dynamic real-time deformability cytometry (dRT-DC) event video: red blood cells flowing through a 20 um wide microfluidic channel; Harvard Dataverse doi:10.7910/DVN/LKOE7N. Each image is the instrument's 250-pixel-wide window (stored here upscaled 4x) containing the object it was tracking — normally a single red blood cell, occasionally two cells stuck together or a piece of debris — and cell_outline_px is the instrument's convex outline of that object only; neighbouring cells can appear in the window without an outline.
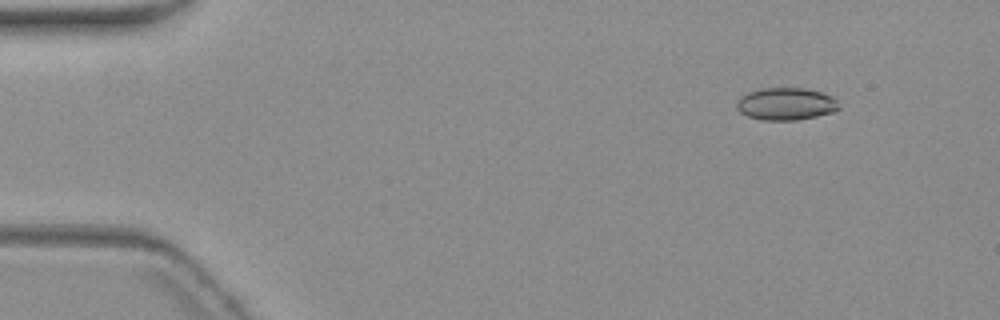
{"species": "common noctule bat (a hibernating species)", "species_latin": "Nyctalus noctula", "temperature_condition": "warm", "stored_images_in_passage": 5, "camera_frame_rate_fps": 3000, "um_per_image_px": 0.085, "animal": {"sex": "female", "body_mass_g": 19.3, "forearm_length_mm": 54.1}, "frame": {"image": 1, "passage_image": 2, "time_ms": 1.0, "image_size_px": [1000, 320], "cell_outline_px": [[840, 108], [832, 112], [816, 116], [796, 120], [760, 120], [748, 116], [740, 112], [736, 108], [736, 104], [740, 96], [748, 92], [760, 88], [804, 88], [820, 92], [832, 96], [836, 100]], "centroid_in_image_um": [66.77, 8.83], "position_along_channel_um": 18.2, "area_um2": 19.31}}
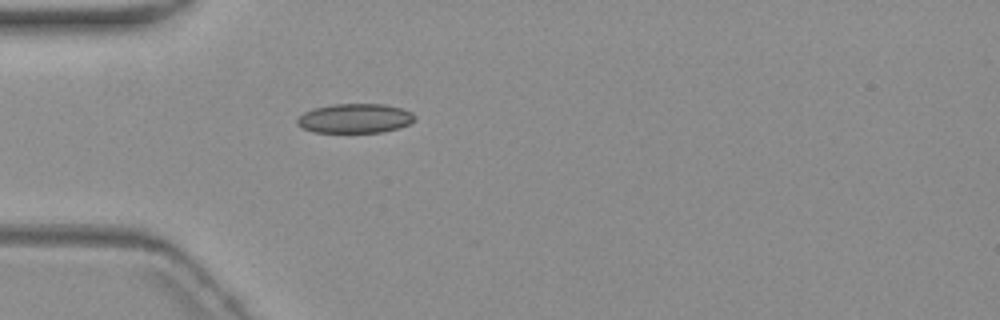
{"frame": {"image": 2, "passage_image": 5, "time_ms": 4.667, "image_size_px": [1000, 320], "cell_outline_px": [[416, 120], [400, 128], [380, 132], [312, 132], [300, 128], [296, 124], [296, 120], [304, 112], [312, 108], [332, 104], [384, 104], [400, 108], [412, 112], [416, 116]], "centroid_in_image_um": [30.15, 10.06], "position_along_channel_um": 54.9, "area_um2": 20.35}}